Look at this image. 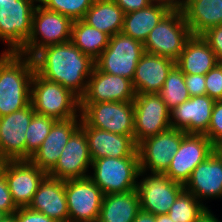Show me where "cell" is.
<instances>
[{"label":"cell","instance_id":"cell-1","mask_svg":"<svg viewBox=\"0 0 222 222\" xmlns=\"http://www.w3.org/2000/svg\"><path fill=\"white\" fill-rule=\"evenodd\" d=\"M32 58L41 77L61 84L79 98L85 94L95 61L71 41L43 47Z\"/></svg>","mask_w":222,"mask_h":222},{"label":"cell","instance_id":"cell-2","mask_svg":"<svg viewBox=\"0 0 222 222\" xmlns=\"http://www.w3.org/2000/svg\"><path fill=\"white\" fill-rule=\"evenodd\" d=\"M34 73L32 57L17 52L0 54V117L30 104Z\"/></svg>","mask_w":222,"mask_h":222},{"label":"cell","instance_id":"cell-3","mask_svg":"<svg viewBox=\"0 0 222 222\" xmlns=\"http://www.w3.org/2000/svg\"><path fill=\"white\" fill-rule=\"evenodd\" d=\"M30 103L35 113L55 120L80 116V98L57 82L41 77L36 71L31 82Z\"/></svg>","mask_w":222,"mask_h":222},{"label":"cell","instance_id":"cell-4","mask_svg":"<svg viewBox=\"0 0 222 222\" xmlns=\"http://www.w3.org/2000/svg\"><path fill=\"white\" fill-rule=\"evenodd\" d=\"M89 178L104 195L136 190L140 170L138 151L123 158L104 157L92 160Z\"/></svg>","mask_w":222,"mask_h":222},{"label":"cell","instance_id":"cell-5","mask_svg":"<svg viewBox=\"0 0 222 222\" xmlns=\"http://www.w3.org/2000/svg\"><path fill=\"white\" fill-rule=\"evenodd\" d=\"M73 22L38 3L33 13L31 35L17 53L33 57L43 47L70 41Z\"/></svg>","mask_w":222,"mask_h":222},{"label":"cell","instance_id":"cell-6","mask_svg":"<svg viewBox=\"0 0 222 222\" xmlns=\"http://www.w3.org/2000/svg\"><path fill=\"white\" fill-rule=\"evenodd\" d=\"M191 36L182 10H171L153 28L143 45L145 52L176 62Z\"/></svg>","mask_w":222,"mask_h":222},{"label":"cell","instance_id":"cell-7","mask_svg":"<svg viewBox=\"0 0 222 222\" xmlns=\"http://www.w3.org/2000/svg\"><path fill=\"white\" fill-rule=\"evenodd\" d=\"M38 0H0V40L8 46L2 52H18L29 39Z\"/></svg>","mask_w":222,"mask_h":222},{"label":"cell","instance_id":"cell-8","mask_svg":"<svg viewBox=\"0 0 222 222\" xmlns=\"http://www.w3.org/2000/svg\"><path fill=\"white\" fill-rule=\"evenodd\" d=\"M144 53L142 42L119 32L109 38V44L95 60V66L100 71L132 81L136 65Z\"/></svg>","mask_w":222,"mask_h":222},{"label":"cell","instance_id":"cell-9","mask_svg":"<svg viewBox=\"0 0 222 222\" xmlns=\"http://www.w3.org/2000/svg\"><path fill=\"white\" fill-rule=\"evenodd\" d=\"M139 170L137 193L141 210L153 215L167 214L184 190V185L172 181L166 174ZM146 174V176L144 175Z\"/></svg>","mask_w":222,"mask_h":222},{"label":"cell","instance_id":"cell-10","mask_svg":"<svg viewBox=\"0 0 222 222\" xmlns=\"http://www.w3.org/2000/svg\"><path fill=\"white\" fill-rule=\"evenodd\" d=\"M80 116L90 127L121 135H134L133 102L80 105Z\"/></svg>","mask_w":222,"mask_h":222},{"label":"cell","instance_id":"cell-11","mask_svg":"<svg viewBox=\"0 0 222 222\" xmlns=\"http://www.w3.org/2000/svg\"><path fill=\"white\" fill-rule=\"evenodd\" d=\"M133 105L134 142L136 145L171 128V111L158 94H135Z\"/></svg>","mask_w":222,"mask_h":222},{"label":"cell","instance_id":"cell-12","mask_svg":"<svg viewBox=\"0 0 222 222\" xmlns=\"http://www.w3.org/2000/svg\"><path fill=\"white\" fill-rule=\"evenodd\" d=\"M187 133L169 128L137 145L140 170L164 173Z\"/></svg>","mask_w":222,"mask_h":222},{"label":"cell","instance_id":"cell-13","mask_svg":"<svg viewBox=\"0 0 222 222\" xmlns=\"http://www.w3.org/2000/svg\"><path fill=\"white\" fill-rule=\"evenodd\" d=\"M65 194L69 222L98 221L104 194L89 177L65 180Z\"/></svg>","mask_w":222,"mask_h":222},{"label":"cell","instance_id":"cell-14","mask_svg":"<svg viewBox=\"0 0 222 222\" xmlns=\"http://www.w3.org/2000/svg\"><path fill=\"white\" fill-rule=\"evenodd\" d=\"M215 149L206 135L186 134L164 174L172 181L185 185L192 171Z\"/></svg>","mask_w":222,"mask_h":222},{"label":"cell","instance_id":"cell-15","mask_svg":"<svg viewBox=\"0 0 222 222\" xmlns=\"http://www.w3.org/2000/svg\"><path fill=\"white\" fill-rule=\"evenodd\" d=\"M92 160L85 131L79 127L69 138L48 176L59 180L88 178Z\"/></svg>","mask_w":222,"mask_h":222},{"label":"cell","instance_id":"cell-16","mask_svg":"<svg viewBox=\"0 0 222 222\" xmlns=\"http://www.w3.org/2000/svg\"><path fill=\"white\" fill-rule=\"evenodd\" d=\"M135 94L131 80L105 73L95 66L88 79L85 94L80 98V105L99 102H133Z\"/></svg>","mask_w":222,"mask_h":222},{"label":"cell","instance_id":"cell-17","mask_svg":"<svg viewBox=\"0 0 222 222\" xmlns=\"http://www.w3.org/2000/svg\"><path fill=\"white\" fill-rule=\"evenodd\" d=\"M35 110L32 104L0 117V155L7 161L26 160V130Z\"/></svg>","mask_w":222,"mask_h":222},{"label":"cell","instance_id":"cell-18","mask_svg":"<svg viewBox=\"0 0 222 222\" xmlns=\"http://www.w3.org/2000/svg\"><path fill=\"white\" fill-rule=\"evenodd\" d=\"M3 174L18 208L31 204L40 183L48 175L30 160L8 161Z\"/></svg>","mask_w":222,"mask_h":222},{"label":"cell","instance_id":"cell-19","mask_svg":"<svg viewBox=\"0 0 222 222\" xmlns=\"http://www.w3.org/2000/svg\"><path fill=\"white\" fill-rule=\"evenodd\" d=\"M184 189L202 204L209 198H222V154L217 149L192 171Z\"/></svg>","mask_w":222,"mask_h":222},{"label":"cell","instance_id":"cell-20","mask_svg":"<svg viewBox=\"0 0 222 222\" xmlns=\"http://www.w3.org/2000/svg\"><path fill=\"white\" fill-rule=\"evenodd\" d=\"M215 100L207 95L190 97L170 112L171 128L187 134H206Z\"/></svg>","mask_w":222,"mask_h":222},{"label":"cell","instance_id":"cell-21","mask_svg":"<svg viewBox=\"0 0 222 222\" xmlns=\"http://www.w3.org/2000/svg\"><path fill=\"white\" fill-rule=\"evenodd\" d=\"M80 127L85 131L91 160L129 157L137 150L134 135H121L90 127L82 119Z\"/></svg>","mask_w":222,"mask_h":222},{"label":"cell","instance_id":"cell-22","mask_svg":"<svg viewBox=\"0 0 222 222\" xmlns=\"http://www.w3.org/2000/svg\"><path fill=\"white\" fill-rule=\"evenodd\" d=\"M80 125L81 117L56 120L46 139L29 160L48 173L55 166L69 138Z\"/></svg>","mask_w":222,"mask_h":222},{"label":"cell","instance_id":"cell-23","mask_svg":"<svg viewBox=\"0 0 222 222\" xmlns=\"http://www.w3.org/2000/svg\"><path fill=\"white\" fill-rule=\"evenodd\" d=\"M31 210L43 213L55 222H69L65 180L46 176L34 194Z\"/></svg>","mask_w":222,"mask_h":222},{"label":"cell","instance_id":"cell-24","mask_svg":"<svg viewBox=\"0 0 222 222\" xmlns=\"http://www.w3.org/2000/svg\"><path fill=\"white\" fill-rule=\"evenodd\" d=\"M175 62L169 58L145 52L138 61L132 85L136 94H157L163 87Z\"/></svg>","mask_w":222,"mask_h":222},{"label":"cell","instance_id":"cell-25","mask_svg":"<svg viewBox=\"0 0 222 222\" xmlns=\"http://www.w3.org/2000/svg\"><path fill=\"white\" fill-rule=\"evenodd\" d=\"M219 63L214 51L201 36H191L175 65L184 74L206 75Z\"/></svg>","mask_w":222,"mask_h":222},{"label":"cell","instance_id":"cell-26","mask_svg":"<svg viewBox=\"0 0 222 222\" xmlns=\"http://www.w3.org/2000/svg\"><path fill=\"white\" fill-rule=\"evenodd\" d=\"M182 13L193 36L222 25V0H186Z\"/></svg>","mask_w":222,"mask_h":222},{"label":"cell","instance_id":"cell-27","mask_svg":"<svg viewBox=\"0 0 222 222\" xmlns=\"http://www.w3.org/2000/svg\"><path fill=\"white\" fill-rule=\"evenodd\" d=\"M170 11L164 5L152 3L146 8L126 13L121 32L144 43L153 28Z\"/></svg>","mask_w":222,"mask_h":222},{"label":"cell","instance_id":"cell-28","mask_svg":"<svg viewBox=\"0 0 222 222\" xmlns=\"http://www.w3.org/2000/svg\"><path fill=\"white\" fill-rule=\"evenodd\" d=\"M140 210L137 190L104 195L97 222H132Z\"/></svg>","mask_w":222,"mask_h":222},{"label":"cell","instance_id":"cell-29","mask_svg":"<svg viewBox=\"0 0 222 222\" xmlns=\"http://www.w3.org/2000/svg\"><path fill=\"white\" fill-rule=\"evenodd\" d=\"M124 16L114 0H95L82 20L111 37L122 31Z\"/></svg>","mask_w":222,"mask_h":222},{"label":"cell","instance_id":"cell-30","mask_svg":"<svg viewBox=\"0 0 222 222\" xmlns=\"http://www.w3.org/2000/svg\"><path fill=\"white\" fill-rule=\"evenodd\" d=\"M110 36L83 20H75L72 25L71 42L94 61L109 44Z\"/></svg>","mask_w":222,"mask_h":222},{"label":"cell","instance_id":"cell-31","mask_svg":"<svg viewBox=\"0 0 222 222\" xmlns=\"http://www.w3.org/2000/svg\"><path fill=\"white\" fill-rule=\"evenodd\" d=\"M157 94L170 111L190 98L184 73L176 65L169 71L163 87Z\"/></svg>","mask_w":222,"mask_h":222},{"label":"cell","instance_id":"cell-32","mask_svg":"<svg viewBox=\"0 0 222 222\" xmlns=\"http://www.w3.org/2000/svg\"><path fill=\"white\" fill-rule=\"evenodd\" d=\"M208 206L184 189L171 206L168 216L174 222H196Z\"/></svg>","mask_w":222,"mask_h":222},{"label":"cell","instance_id":"cell-33","mask_svg":"<svg viewBox=\"0 0 222 222\" xmlns=\"http://www.w3.org/2000/svg\"><path fill=\"white\" fill-rule=\"evenodd\" d=\"M56 120L45 115L34 113L33 118L26 130V160H29L39 149L48 136L51 127Z\"/></svg>","mask_w":222,"mask_h":222},{"label":"cell","instance_id":"cell-34","mask_svg":"<svg viewBox=\"0 0 222 222\" xmlns=\"http://www.w3.org/2000/svg\"><path fill=\"white\" fill-rule=\"evenodd\" d=\"M95 0H38L44 8L58 12L73 21L82 20Z\"/></svg>","mask_w":222,"mask_h":222},{"label":"cell","instance_id":"cell-35","mask_svg":"<svg viewBox=\"0 0 222 222\" xmlns=\"http://www.w3.org/2000/svg\"><path fill=\"white\" fill-rule=\"evenodd\" d=\"M205 135L215 147L222 142V100L214 103L209 128Z\"/></svg>","mask_w":222,"mask_h":222},{"label":"cell","instance_id":"cell-36","mask_svg":"<svg viewBox=\"0 0 222 222\" xmlns=\"http://www.w3.org/2000/svg\"><path fill=\"white\" fill-rule=\"evenodd\" d=\"M206 95L215 101L222 100V63H218L206 75Z\"/></svg>","mask_w":222,"mask_h":222},{"label":"cell","instance_id":"cell-37","mask_svg":"<svg viewBox=\"0 0 222 222\" xmlns=\"http://www.w3.org/2000/svg\"><path fill=\"white\" fill-rule=\"evenodd\" d=\"M201 37L214 51L219 63H222V25L208 29Z\"/></svg>","mask_w":222,"mask_h":222},{"label":"cell","instance_id":"cell-38","mask_svg":"<svg viewBox=\"0 0 222 222\" xmlns=\"http://www.w3.org/2000/svg\"><path fill=\"white\" fill-rule=\"evenodd\" d=\"M184 80L190 97L206 95L205 75L184 74Z\"/></svg>","mask_w":222,"mask_h":222},{"label":"cell","instance_id":"cell-39","mask_svg":"<svg viewBox=\"0 0 222 222\" xmlns=\"http://www.w3.org/2000/svg\"><path fill=\"white\" fill-rule=\"evenodd\" d=\"M18 207L15 205L8 184L4 174L0 177V210L7 215H12L17 211Z\"/></svg>","mask_w":222,"mask_h":222},{"label":"cell","instance_id":"cell-40","mask_svg":"<svg viewBox=\"0 0 222 222\" xmlns=\"http://www.w3.org/2000/svg\"><path fill=\"white\" fill-rule=\"evenodd\" d=\"M14 215L16 222H55L43 213L33 211L29 207L18 208Z\"/></svg>","mask_w":222,"mask_h":222},{"label":"cell","instance_id":"cell-41","mask_svg":"<svg viewBox=\"0 0 222 222\" xmlns=\"http://www.w3.org/2000/svg\"><path fill=\"white\" fill-rule=\"evenodd\" d=\"M114 2L122 8L124 13H130L148 7L150 0H114Z\"/></svg>","mask_w":222,"mask_h":222},{"label":"cell","instance_id":"cell-42","mask_svg":"<svg viewBox=\"0 0 222 222\" xmlns=\"http://www.w3.org/2000/svg\"><path fill=\"white\" fill-rule=\"evenodd\" d=\"M151 3L161 4L169 8L170 10H182L183 1L182 0H150Z\"/></svg>","mask_w":222,"mask_h":222},{"label":"cell","instance_id":"cell-43","mask_svg":"<svg viewBox=\"0 0 222 222\" xmlns=\"http://www.w3.org/2000/svg\"><path fill=\"white\" fill-rule=\"evenodd\" d=\"M132 222H156V215L140 210Z\"/></svg>","mask_w":222,"mask_h":222},{"label":"cell","instance_id":"cell-44","mask_svg":"<svg viewBox=\"0 0 222 222\" xmlns=\"http://www.w3.org/2000/svg\"><path fill=\"white\" fill-rule=\"evenodd\" d=\"M196 222H221L219 219L214 215L211 209L206 208L205 211L199 216Z\"/></svg>","mask_w":222,"mask_h":222},{"label":"cell","instance_id":"cell-45","mask_svg":"<svg viewBox=\"0 0 222 222\" xmlns=\"http://www.w3.org/2000/svg\"><path fill=\"white\" fill-rule=\"evenodd\" d=\"M156 222H174L168 216V214L156 215Z\"/></svg>","mask_w":222,"mask_h":222},{"label":"cell","instance_id":"cell-46","mask_svg":"<svg viewBox=\"0 0 222 222\" xmlns=\"http://www.w3.org/2000/svg\"><path fill=\"white\" fill-rule=\"evenodd\" d=\"M8 161L0 155V177L3 175L5 165Z\"/></svg>","mask_w":222,"mask_h":222},{"label":"cell","instance_id":"cell-47","mask_svg":"<svg viewBox=\"0 0 222 222\" xmlns=\"http://www.w3.org/2000/svg\"><path fill=\"white\" fill-rule=\"evenodd\" d=\"M0 222H16L15 215H6Z\"/></svg>","mask_w":222,"mask_h":222},{"label":"cell","instance_id":"cell-48","mask_svg":"<svg viewBox=\"0 0 222 222\" xmlns=\"http://www.w3.org/2000/svg\"><path fill=\"white\" fill-rule=\"evenodd\" d=\"M7 214L0 210V221L6 216Z\"/></svg>","mask_w":222,"mask_h":222},{"label":"cell","instance_id":"cell-49","mask_svg":"<svg viewBox=\"0 0 222 222\" xmlns=\"http://www.w3.org/2000/svg\"><path fill=\"white\" fill-rule=\"evenodd\" d=\"M216 149L222 154V142L216 147Z\"/></svg>","mask_w":222,"mask_h":222}]
</instances>
